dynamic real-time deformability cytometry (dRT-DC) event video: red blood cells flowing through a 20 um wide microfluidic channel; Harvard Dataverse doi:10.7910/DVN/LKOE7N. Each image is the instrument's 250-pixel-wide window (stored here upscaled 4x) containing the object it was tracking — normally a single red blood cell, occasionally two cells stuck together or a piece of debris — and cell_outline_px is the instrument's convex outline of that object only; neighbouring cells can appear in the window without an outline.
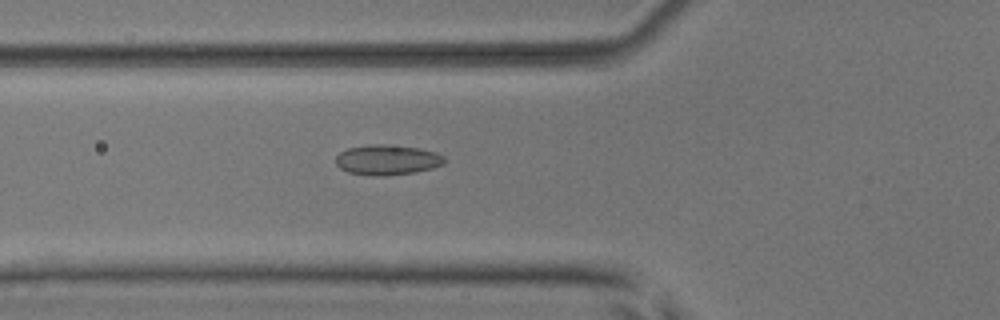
{"species": "common noctule bat (a hibernating species)", "species_latin": "Nyctalus noctula", "temperature_condition": "room temperature", "stored_images_in_passage": 38, "camera_frame_rate_fps": 3000, "um_per_image_px": 0.085, "animal": {"sex": "male", "body_mass_g": 17.9, "forearm_length_mm": 54.2}, "frame": {"image": 1, "passage_image": 6, "time_ms": 1.667, "image_size_px": [1000, 320], "cell_outline_px": [[448, 160], [444, 164], [432, 168], [416, 172], [384, 176], [372, 176], [348, 172], [340, 168], [336, 164], [336, 156], [340, 152], [348, 148], [376, 144], [388, 144], [420, 148], [436, 152], [444, 156]], "centroid_in_image_um": [32.95, 13.59], "position_along_channel_um": 92.8, "area_um2": 19.31}}
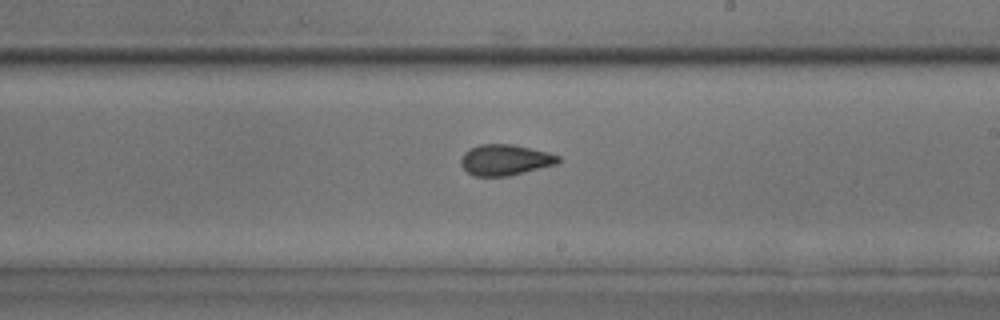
{"frame": {"image": 2, "passage_image": 18, "time_ms": 5.667, "image_size_px": [1000, 320], "cell_outline_px": [[560, 160], [556, 164], [508, 176], [472, 176], [460, 164], [460, 160], [464, 152], [480, 144], [512, 144], [548, 152], [560, 156]], "centroid_in_image_um": [42.92, 13.59], "position_along_channel_um": 246.1, "area_um2": 17.4}}
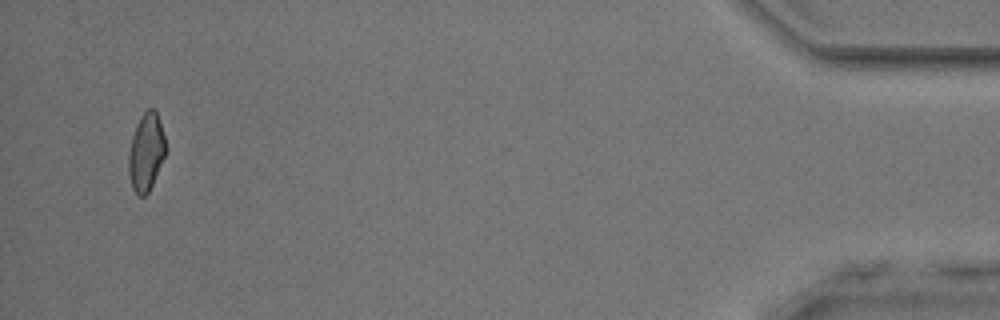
{"frame": {"image": 3, "passage_image": 38, "time_ms": 12.333, "image_size_px": [1000, 320], "cell_outline_px": [[164, 156], [152, 184], [148, 192], [144, 196], [140, 196], [132, 188], [128, 172], [128, 152], [132, 136], [136, 124], [140, 116], [148, 108], [156, 108], [164, 136]], "centroid_in_image_um": [12.39, 12.89], "position_along_channel_um": 422.8, "area_um2": 16.59}, "authors_computed_cell_mechanics": {"area_um2": 17.5423, "velocity_mm_per_s": 3.8412, "shape_relaxation_time_tau1_ms": null, "shape_relaxation_time_tau2_ms": 1.9441, "deformation_change_tau1": null, "deformation_change_tau2": 0.0764}}